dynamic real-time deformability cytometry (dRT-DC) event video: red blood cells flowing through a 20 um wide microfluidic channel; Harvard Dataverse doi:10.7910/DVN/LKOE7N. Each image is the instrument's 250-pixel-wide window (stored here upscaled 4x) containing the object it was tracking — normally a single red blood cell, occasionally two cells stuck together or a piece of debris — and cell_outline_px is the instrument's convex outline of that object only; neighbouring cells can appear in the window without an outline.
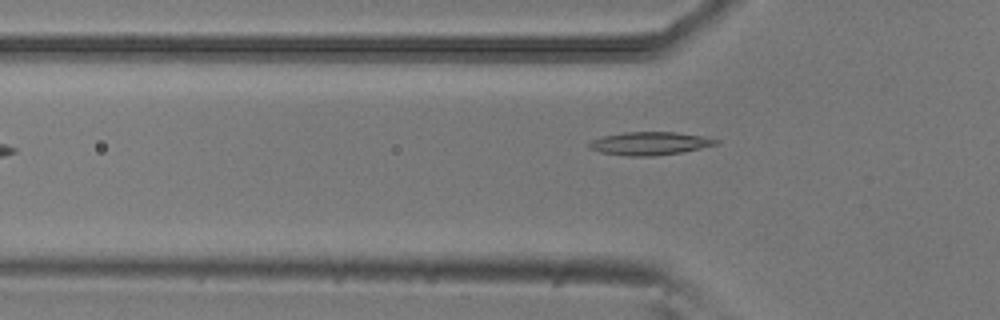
{"species": "common noctule bat (a hibernating species)", "species_latin": "Nyctalus noctula", "temperature_condition": "room temperature", "stored_images_in_passage": 4, "camera_frame_rate_fps": 3000, "um_per_image_px": 0.085, "animal": {"sex": "male", "body_mass_g": 20.5, "forearm_length_mm": 52.5}, "frame": {"image": 1, "passage_image": 4, "time_ms": 1.0, "image_size_px": [1000, 320], "cell_outline_px": [[720, 140], [716, 144], [700, 148], [680, 152], [652, 156], [628, 156], [600, 152], [588, 148], [588, 144], [592, 140], [604, 136], [624, 132], [676, 132], [700, 136]], "centroid_in_image_um": [55.18, 12.19], "position_along_channel_um": 70.6, "area_um2": 16.82}}